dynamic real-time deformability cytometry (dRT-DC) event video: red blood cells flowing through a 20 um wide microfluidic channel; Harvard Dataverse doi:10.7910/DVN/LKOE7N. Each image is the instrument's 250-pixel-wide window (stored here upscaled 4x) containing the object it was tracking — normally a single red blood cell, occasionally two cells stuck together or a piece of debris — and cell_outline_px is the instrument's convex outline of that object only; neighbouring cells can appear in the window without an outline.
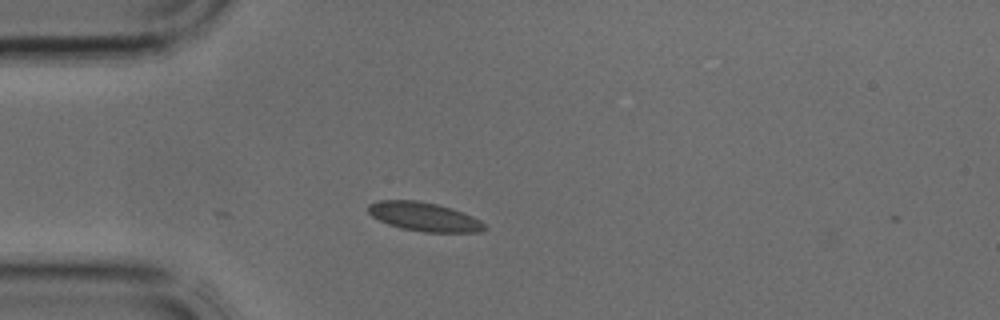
{"species": "common noctule bat (a hibernating species)", "species_latin": "Nyctalus noctula", "temperature_condition": "cold", "stored_images_in_passage": 8, "camera_frame_rate_fps": 3000, "um_per_image_px": 0.085, "animal": {"sex": "male", "body_mass_g": 17.9, "forearm_length_mm": 54.2}, "frame": {"image": 1, "passage_image": 1, "time_ms": 0.0, "image_size_px": [1000, 320], "cell_outline_px": [[488, 228], [480, 232], [424, 232], [400, 228], [388, 224], [372, 216], [368, 212], [368, 204], [376, 200], [416, 200], [436, 204], [452, 208], [464, 212], [480, 220]], "centroid_in_image_um": [36.05, 18.42], "position_along_channel_um": 48.9, "area_um2": 19.65}}
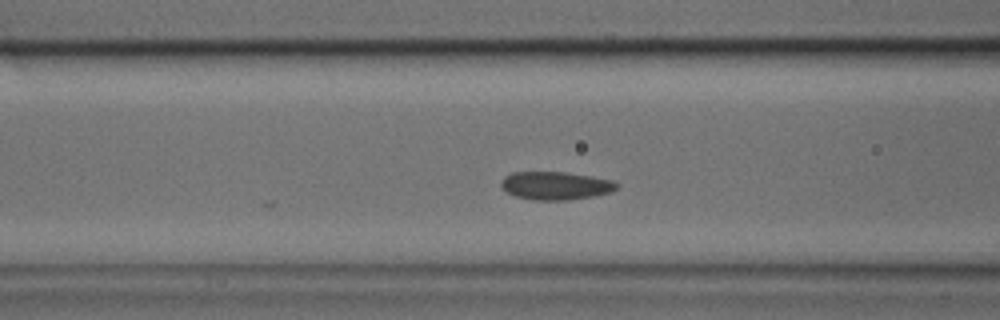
{"frame": {"image": 2, "passage_image": 6, "time_ms": 1.667, "image_size_px": [1000, 320], "cell_outline_px": [[620, 184], [616, 188], [608, 192], [592, 196], [568, 200], [536, 200], [516, 196], [508, 192], [500, 184], [500, 180], [504, 176], [512, 172], [564, 172], [612, 180]], "centroid_in_image_um": [47.19, 15.77], "position_along_channel_um": 119.4, "area_um2": 18.67}}